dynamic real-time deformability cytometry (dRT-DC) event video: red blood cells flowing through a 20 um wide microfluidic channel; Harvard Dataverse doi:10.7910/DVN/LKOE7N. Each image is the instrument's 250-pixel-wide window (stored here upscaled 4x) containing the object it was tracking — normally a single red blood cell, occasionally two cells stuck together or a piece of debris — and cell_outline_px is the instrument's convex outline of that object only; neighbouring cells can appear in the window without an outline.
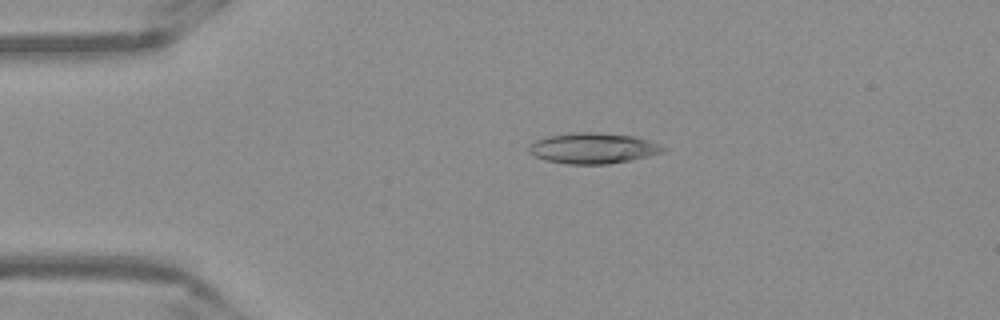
{"species": "Egyptian fruit bat (a non-hibernating species)", "species_latin": "Rousettus aegyptiacus", "temperature_condition": "warm", "stored_images_in_passage": 41, "camera_frame_rate_fps": 3000, "um_per_image_px": 0.085, "frame": {"image": 1, "passage_image": 1, "time_ms": 0.0, "image_size_px": [1000, 320], "cell_outline_px": [[668, 148], [664, 152], [632, 160], [608, 164], [568, 164], [544, 160], [528, 152], [528, 148], [536, 140], [544, 136], [576, 132], [596, 132], [636, 136], [660, 144]], "centroid_in_image_um": [50.43, 12.59], "position_along_channel_um": 34.6, "area_um2": 24.22}}
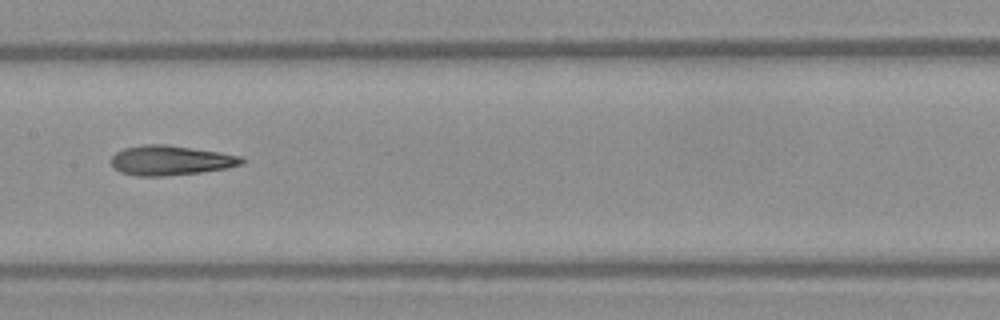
{"frame": {"image": 2, "passage_image": 16, "time_ms": 5.0, "image_size_px": [1000, 320], "cell_outline_px": [[244, 164], [228, 168], [200, 172], [164, 176], [136, 176], [120, 172], [112, 168], [112, 156], [116, 152], [124, 148], [144, 144], [168, 144], [220, 152], [240, 156], [244, 160]], "centroid_in_image_um": [14.49, 13.63], "position_along_channel_um": 192.9, "area_um2": 22.77}}
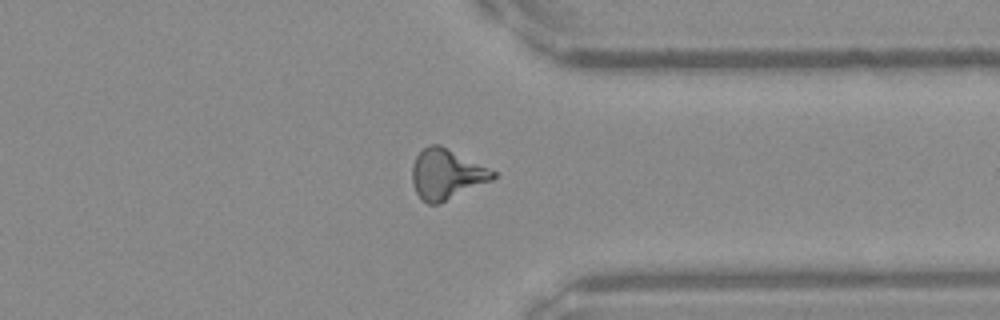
{"frame": {"image": 3, "passage_image": 30, "time_ms": 9.667, "image_size_px": [1000, 320], "cell_outline_px": [[496, 176], [492, 180], [436, 204], [428, 204], [416, 192], [412, 184], [412, 164], [416, 156], [428, 144], [440, 144], [496, 172]], "centroid_in_image_um": [37.92, 14.78], "position_along_channel_um": 373.5, "area_um2": 23.18}, "authors_computed_cell_mechanics": {"area_um2": 22.4264, "velocity_mm_per_s": 3.9421, "shape_relaxation_time_tau1_ms": null, "shape_relaxation_time_tau2_ms": 3.8535, "deformation_change_tau1": null, "deformation_change_tau2": 0.1608}}